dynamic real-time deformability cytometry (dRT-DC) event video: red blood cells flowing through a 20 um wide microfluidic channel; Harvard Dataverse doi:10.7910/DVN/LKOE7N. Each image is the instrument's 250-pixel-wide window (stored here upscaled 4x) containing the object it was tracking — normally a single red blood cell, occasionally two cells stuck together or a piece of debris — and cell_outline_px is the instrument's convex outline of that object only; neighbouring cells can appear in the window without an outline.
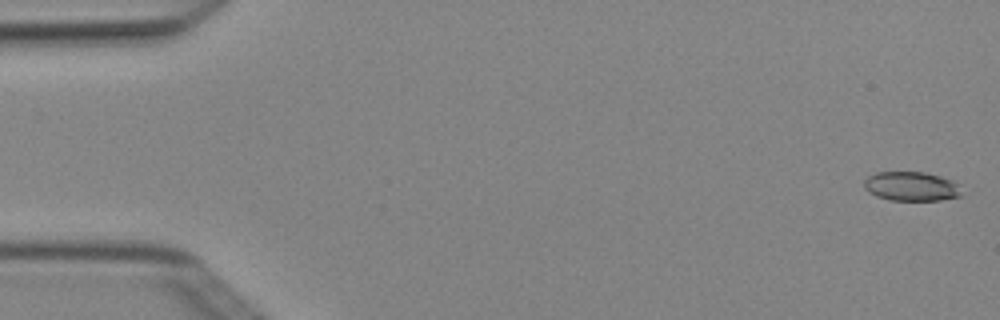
{"species": "Egyptian fruit bat (a non-hibernating species)", "species_latin": "Rousettus aegyptiacus", "temperature_condition": "cold", "stored_images_in_passage": 4, "camera_frame_rate_fps": 3000, "um_per_image_px": 0.085, "animal": {"sex": "female"}, "frame": {"image": 1, "passage_image": 1, "time_ms": 0.0, "image_size_px": [1000, 320], "cell_outline_px": [[960, 196], [940, 200], [892, 200], [876, 196], [868, 192], [864, 188], [864, 180], [868, 176], [876, 172], [924, 172], [940, 176], [952, 180], [956, 184]], "centroid_in_image_um": [77.39, 15.83], "position_along_channel_um": 7.6, "area_um2": 16.42}}
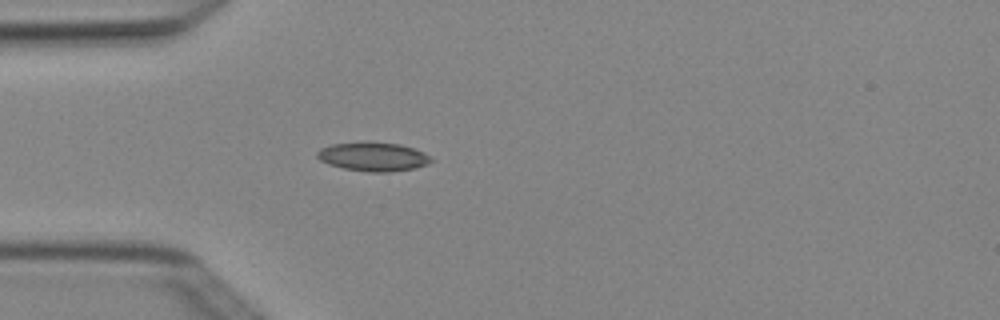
{"frame": {"image": 2, "passage_image": 4, "time_ms": 1.0, "image_size_px": [1000, 320], "cell_outline_px": [[432, 160], [428, 164], [416, 168], [388, 172], [368, 172], [344, 168], [328, 164], [320, 160], [316, 156], [316, 152], [320, 148], [332, 144], [368, 140], [400, 144], [424, 152], [432, 156]], "centroid_in_image_um": [31.71, 13.29], "position_along_channel_um": 53.3, "area_um2": 19.59}}